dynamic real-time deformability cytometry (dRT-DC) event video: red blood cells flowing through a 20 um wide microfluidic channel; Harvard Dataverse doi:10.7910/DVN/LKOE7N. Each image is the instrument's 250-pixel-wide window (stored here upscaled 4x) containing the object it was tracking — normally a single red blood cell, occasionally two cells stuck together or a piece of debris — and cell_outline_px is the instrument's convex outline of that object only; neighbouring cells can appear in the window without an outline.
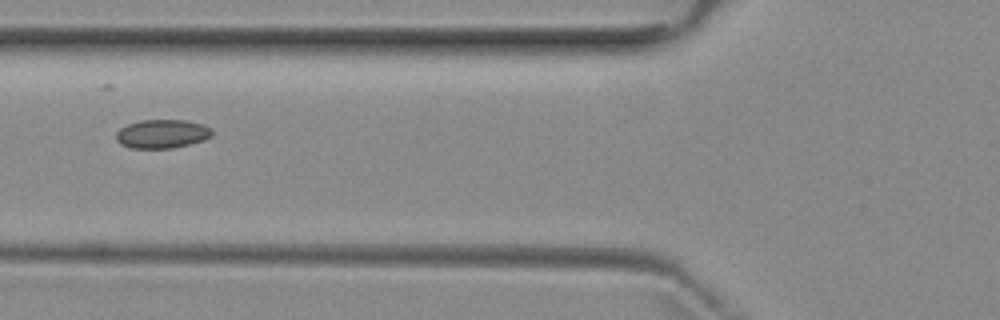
{"species": "common noctule bat (a hibernating species)", "species_latin": "Nyctalus noctula", "temperature_condition": "room temperature", "stored_images_in_passage": 7, "camera_frame_rate_fps": 3000, "um_per_image_px": 0.085, "animal": {"sex": "female", "body_mass_g": 29.2, "forearm_length_mm": 56.3}, "frame": {"image": 1, "passage_image": 4, "time_ms": 4.667, "image_size_px": [1000, 320], "cell_outline_px": [[212, 136], [204, 140], [172, 148], [128, 148], [120, 144], [116, 140], [116, 132], [120, 128], [128, 124], [140, 120], [184, 120], [204, 124], [212, 128]], "centroid_in_image_um": [13.77, 11.37], "position_along_channel_um": 112.0, "area_um2": 16.18}}
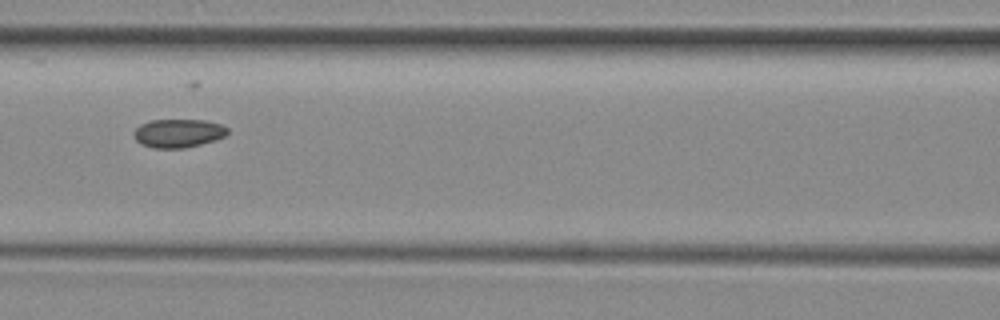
{"frame": {"image": 2, "passage_image": 5, "time_ms": 5.667, "image_size_px": [1000, 320], "cell_outline_px": [[228, 132], [224, 136], [216, 140], [184, 148], [152, 148], [140, 144], [136, 140], [132, 132], [140, 124], [152, 120], [204, 120], [220, 124], [228, 128]], "centroid_in_image_um": [15.12, 11.33], "position_along_channel_um": 151.5, "area_um2": 15.61}}
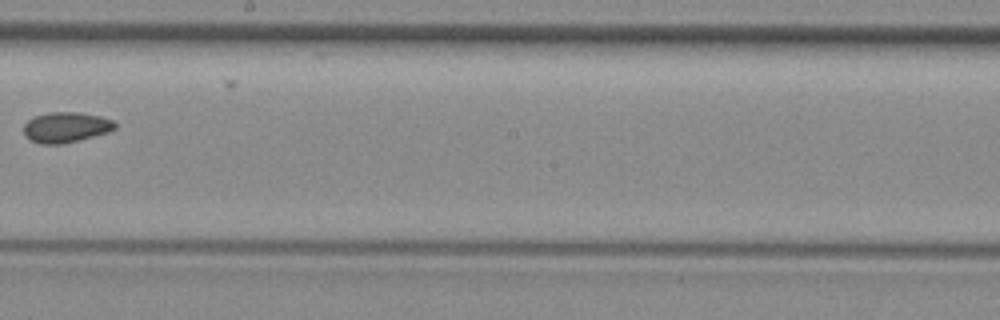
{"frame": {"image": 3, "passage_image": 7, "time_ms": 8.0, "image_size_px": [1000, 320], "cell_outline_px": [[116, 128], [108, 132], [60, 144], [40, 144], [24, 136], [24, 124], [28, 120], [36, 116], [48, 112], [76, 112], [100, 116], [112, 120], [116, 124]], "centroid_in_image_um": [5.58, 10.81], "position_along_channel_um": 242.6, "area_um2": 15.95}}